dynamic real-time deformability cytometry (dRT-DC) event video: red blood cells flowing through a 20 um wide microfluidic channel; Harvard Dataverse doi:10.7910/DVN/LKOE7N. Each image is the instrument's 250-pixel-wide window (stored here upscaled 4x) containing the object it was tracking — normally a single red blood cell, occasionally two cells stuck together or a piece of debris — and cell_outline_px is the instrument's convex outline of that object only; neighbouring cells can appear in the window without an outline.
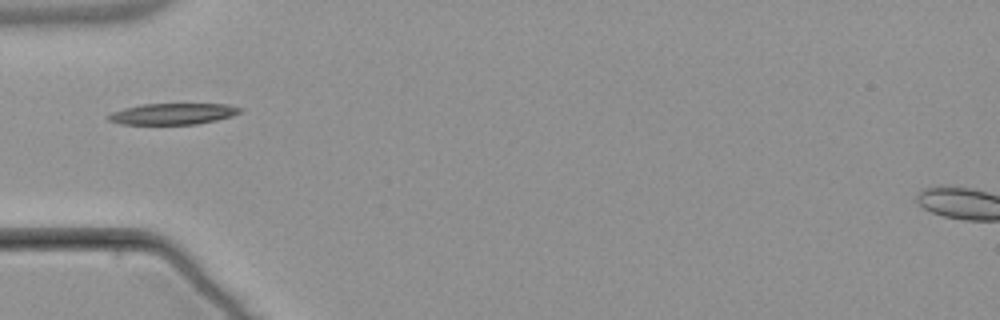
{"species": "common noctule bat (a hibernating species)", "species_latin": "Nyctalus noctula", "temperature_condition": "warm", "stored_images_in_passage": 5, "segment_of_instrument_passage": [2, 2], "camera_frame_rate_fps": 3000, "um_per_image_px": 0.085, "animal": {"sex": "male", "body_mass_g": 21.5, "forearm_length_mm": 52.0}, "frame": {"image": 1, "passage_image": 5, "time_ms": 5.667, "image_size_px": [1000, 320], "cell_outline_px": [[244, 108], [240, 112], [232, 116], [216, 120], [196, 124], [120, 124], [108, 120], [104, 116], [112, 112], [124, 108], [144, 104], [228, 104]], "centroid_in_image_um": [14.68, 9.67], "position_along_channel_um": 70.3, "area_um2": 16.3}}